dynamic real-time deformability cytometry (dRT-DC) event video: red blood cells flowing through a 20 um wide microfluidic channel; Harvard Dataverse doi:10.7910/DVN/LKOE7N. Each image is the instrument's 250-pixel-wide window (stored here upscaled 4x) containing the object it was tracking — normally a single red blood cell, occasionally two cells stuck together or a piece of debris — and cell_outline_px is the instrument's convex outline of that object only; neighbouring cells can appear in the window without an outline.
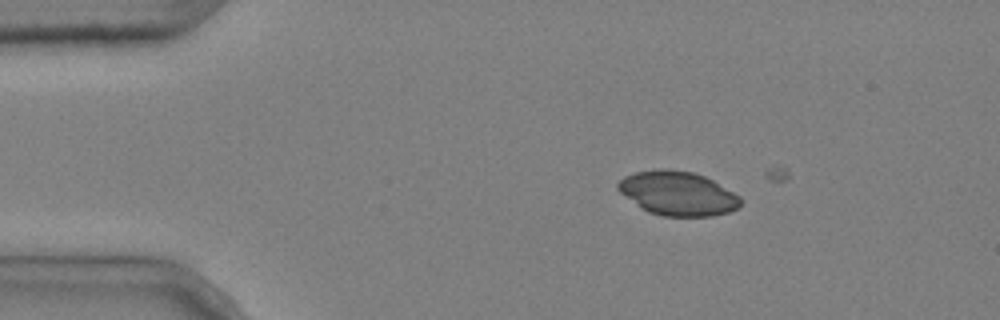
{"species": "common noctule bat (a hibernating species)", "species_latin": "Nyctalus noctula", "temperature_condition": "cold", "stored_images_in_passage": 4, "camera_frame_rate_fps": 3000, "um_per_image_px": 0.085, "animal": {"sex": "male", "body_mass_g": 20.4}, "frame": {"image": 1, "passage_image": 2, "time_ms": 0.333, "image_size_px": [1000, 320], "cell_outline_px": [[740, 204], [736, 208], [728, 212], [712, 216], [664, 216], [648, 212], [640, 208], [620, 192], [616, 188], [616, 184], [624, 176], [636, 172], [660, 168], [668, 168], [692, 172], [704, 176], [712, 180], [740, 196]], "centroid_in_image_um": [57.57, 16.43], "position_along_channel_um": 27.4, "area_um2": 31.44}}